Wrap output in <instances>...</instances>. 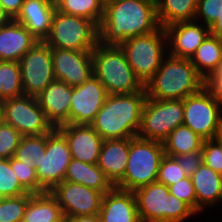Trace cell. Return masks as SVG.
Wrapping results in <instances>:
<instances>
[{
	"mask_svg": "<svg viewBox=\"0 0 222 222\" xmlns=\"http://www.w3.org/2000/svg\"><path fill=\"white\" fill-rule=\"evenodd\" d=\"M104 4H106L110 0H101Z\"/></svg>",
	"mask_w": 222,
	"mask_h": 222,
	"instance_id": "51",
	"label": "cell"
},
{
	"mask_svg": "<svg viewBox=\"0 0 222 222\" xmlns=\"http://www.w3.org/2000/svg\"><path fill=\"white\" fill-rule=\"evenodd\" d=\"M164 155L162 142L142 139L138 136L131 138L125 174L114 187L134 191L156 182L159 164Z\"/></svg>",
	"mask_w": 222,
	"mask_h": 222,
	"instance_id": "6",
	"label": "cell"
},
{
	"mask_svg": "<svg viewBox=\"0 0 222 222\" xmlns=\"http://www.w3.org/2000/svg\"><path fill=\"white\" fill-rule=\"evenodd\" d=\"M99 216L101 222H141L133 191L116 187L103 195Z\"/></svg>",
	"mask_w": 222,
	"mask_h": 222,
	"instance_id": "20",
	"label": "cell"
},
{
	"mask_svg": "<svg viewBox=\"0 0 222 222\" xmlns=\"http://www.w3.org/2000/svg\"><path fill=\"white\" fill-rule=\"evenodd\" d=\"M146 98V91L108 94L90 125L103 140L137 137Z\"/></svg>",
	"mask_w": 222,
	"mask_h": 222,
	"instance_id": "2",
	"label": "cell"
},
{
	"mask_svg": "<svg viewBox=\"0 0 222 222\" xmlns=\"http://www.w3.org/2000/svg\"><path fill=\"white\" fill-rule=\"evenodd\" d=\"M131 138L107 139L102 143L97 165L115 186L124 176L130 152Z\"/></svg>",
	"mask_w": 222,
	"mask_h": 222,
	"instance_id": "22",
	"label": "cell"
},
{
	"mask_svg": "<svg viewBox=\"0 0 222 222\" xmlns=\"http://www.w3.org/2000/svg\"><path fill=\"white\" fill-rule=\"evenodd\" d=\"M206 86L190 59L167 55L155 75L145 84L147 98L184 100Z\"/></svg>",
	"mask_w": 222,
	"mask_h": 222,
	"instance_id": "3",
	"label": "cell"
},
{
	"mask_svg": "<svg viewBox=\"0 0 222 222\" xmlns=\"http://www.w3.org/2000/svg\"><path fill=\"white\" fill-rule=\"evenodd\" d=\"M107 95L105 87L94 75L83 84L72 87L69 124L90 125Z\"/></svg>",
	"mask_w": 222,
	"mask_h": 222,
	"instance_id": "16",
	"label": "cell"
},
{
	"mask_svg": "<svg viewBox=\"0 0 222 222\" xmlns=\"http://www.w3.org/2000/svg\"><path fill=\"white\" fill-rule=\"evenodd\" d=\"M188 177L178 162L170 156L164 155L159 164L157 181L167 187Z\"/></svg>",
	"mask_w": 222,
	"mask_h": 222,
	"instance_id": "36",
	"label": "cell"
},
{
	"mask_svg": "<svg viewBox=\"0 0 222 222\" xmlns=\"http://www.w3.org/2000/svg\"><path fill=\"white\" fill-rule=\"evenodd\" d=\"M12 19L0 6V27L8 24Z\"/></svg>",
	"mask_w": 222,
	"mask_h": 222,
	"instance_id": "46",
	"label": "cell"
},
{
	"mask_svg": "<svg viewBox=\"0 0 222 222\" xmlns=\"http://www.w3.org/2000/svg\"><path fill=\"white\" fill-rule=\"evenodd\" d=\"M50 193L57 199L64 217L99 214L104 195L96 189L65 180Z\"/></svg>",
	"mask_w": 222,
	"mask_h": 222,
	"instance_id": "14",
	"label": "cell"
},
{
	"mask_svg": "<svg viewBox=\"0 0 222 222\" xmlns=\"http://www.w3.org/2000/svg\"><path fill=\"white\" fill-rule=\"evenodd\" d=\"M190 60L197 72L207 81L222 65V40L210 33Z\"/></svg>",
	"mask_w": 222,
	"mask_h": 222,
	"instance_id": "27",
	"label": "cell"
},
{
	"mask_svg": "<svg viewBox=\"0 0 222 222\" xmlns=\"http://www.w3.org/2000/svg\"><path fill=\"white\" fill-rule=\"evenodd\" d=\"M159 27L156 0H110L104 4L99 42L120 45L129 38L152 33Z\"/></svg>",
	"mask_w": 222,
	"mask_h": 222,
	"instance_id": "1",
	"label": "cell"
},
{
	"mask_svg": "<svg viewBox=\"0 0 222 222\" xmlns=\"http://www.w3.org/2000/svg\"><path fill=\"white\" fill-rule=\"evenodd\" d=\"M31 195L32 193L28 192L0 201V222H22Z\"/></svg>",
	"mask_w": 222,
	"mask_h": 222,
	"instance_id": "34",
	"label": "cell"
},
{
	"mask_svg": "<svg viewBox=\"0 0 222 222\" xmlns=\"http://www.w3.org/2000/svg\"><path fill=\"white\" fill-rule=\"evenodd\" d=\"M206 85L222 100V65L209 77Z\"/></svg>",
	"mask_w": 222,
	"mask_h": 222,
	"instance_id": "42",
	"label": "cell"
},
{
	"mask_svg": "<svg viewBox=\"0 0 222 222\" xmlns=\"http://www.w3.org/2000/svg\"><path fill=\"white\" fill-rule=\"evenodd\" d=\"M204 139L191 128L180 125L162 142L164 154L170 157L202 150Z\"/></svg>",
	"mask_w": 222,
	"mask_h": 222,
	"instance_id": "29",
	"label": "cell"
},
{
	"mask_svg": "<svg viewBox=\"0 0 222 222\" xmlns=\"http://www.w3.org/2000/svg\"><path fill=\"white\" fill-rule=\"evenodd\" d=\"M55 12L56 6L45 0H24L13 20L24 25L39 41H44L50 33Z\"/></svg>",
	"mask_w": 222,
	"mask_h": 222,
	"instance_id": "21",
	"label": "cell"
},
{
	"mask_svg": "<svg viewBox=\"0 0 222 222\" xmlns=\"http://www.w3.org/2000/svg\"><path fill=\"white\" fill-rule=\"evenodd\" d=\"M24 95L37 97L54 79L51 47L38 41L19 61Z\"/></svg>",
	"mask_w": 222,
	"mask_h": 222,
	"instance_id": "12",
	"label": "cell"
},
{
	"mask_svg": "<svg viewBox=\"0 0 222 222\" xmlns=\"http://www.w3.org/2000/svg\"><path fill=\"white\" fill-rule=\"evenodd\" d=\"M44 42L60 49L93 50L99 43V26L90 19L56 10Z\"/></svg>",
	"mask_w": 222,
	"mask_h": 222,
	"instance_id": "8",
	"label": "cell"
},
{
	"mask_svg": "<svg viewBox=\"0 0 222 222\" xmlns=\"http://www.w3.org/2000/svg\"><path fill=\"white\" fill-rule=\"evenodd\" d=\"M56 10L90 19L99 26L104 14V3L101 0H61Z\"/></svg>",
	"mask_w": 222,
	"mask_h": 222,
	"instance_id": "31",
	"label": "cell"
},
{
	"mask_svg": "<svg viewBox=\"0 0 222 222\" xmlns=\"http://www.w3.org/2000/svg\"><path fill=\"white\" fill-rule=\"evenodd\" d=\"M2 103L4 122L14 127L22 136L44 135L55 129L36 97L21 95L5 99Z\"/></svg>",
	"mask_w": 222,
	"mask_h": 222,
	"instance_id": "11",
	"label": "cell"
},
{
	"mask_svg": "<svg viewBox=\"0 0 222 222\" xmlns=\"http://www.w3.org/2000/svg\"><path fill=\"white\" fill-rule=\"evenodd\" d=\"M92 61L93 74L105 87L107 94L145 91L119 45H104L99 42L92 50Z\"/></svg>",
	"mask_w": 222,
	"mask_h": 222,
	"instance_id": "4",
	"label": "cell"
},
{
	"mask_svg": "<svg viewBox=\"0 0 222 222\" xmlns=\"http://www.w3.org/2000/svg\"><path fill=\"white\" fill-rule=\"evenodd\" d=\"M198 0H156L157 19L163 28L195 19Z\"/></svg>",
	"mask_w": 222,
	"mask_h": 222,
	"instance_id": "28",
	"label": "cell"
},
{
	"mask_svg": "<svg viewBox=\"0 0 222 222\" xmlns=\"http://www.w3.org/2000/svg\"><path fill=\"white\" fill-rule=\"evenodd\" d=\"M10 166L15 172L21 186L29 193L40 194L47 192L39 183L36 173V168L33 163H23L16 160L14 157L9 158Z\"/></svg>",
	"mask_w": 222,
	"mask_h": 222,
	"instance_id": "33",
	"label": "cell"
},
{
	"mask_svg": "<svg viewBox=\"0 0 222 222\" xmlns=\"http://www.w3.org/2000/svg\"><path fill=\"white\" fill-rule=\"evenodd\" d=\"M4 121V116H3V103L2 100H0V123Z\"/></svg>",
	"mask_w": 222,
	"mask_h": 222,
	"instance_id": "47",
	"label": "cell"
},
{
	"mask_svg": "<svg viewBox=\"0 0 222 222\" xmlns=\"http://www.w3.org/2000/svg\"><path fill=\"white\" fill-rule=\"evenodd\" d=\"M45 152L46 134L22 136L13 157L26 164L33 163L35 167V163L39 162Z\"/></svg>",
	"mask_w": 222,
	"mask_h": 222,
	"instance_id": "32",
	"label": "cell"
},
{
	"mask_svg": "<svg viewBox=\"0 0 222 222\" xmlns=\"http://www.w3.org/2000/svg\"><path fill=\"white\" fill-rule=\"evenodd\" d=\"M71 152L65 137L55 128L46 134V152L35 163L38 183L50 192L58 183L64 181Z\"/></svg>",
	"mask_w": 222,
	"mask_h": 222,
	"instance_id": "13",
	"label": "cell"
},
{
	"mask_svg": "<svg viewBox=\"0 0 222 222\" xmlns=\"http://www.w3.org/2000/svg\"><path fill=\"white\" fill-rule=\"evenodd\" d=\"M222 0H198L196 21L211 27L221 16ZM203 21V22H201Z\"/></svg>",
	"mask_w": 222,
	"mask_h": 222,
	"instance_id": "38",
	"label": "cell"
},
{
	"mask_svg": "<svg viewBox=\"0 0 222 222\" xmlns=\"http://www.w3.org/2000/svg\"><path fill=\"white\" fill-rule=\"evenodd\" d=\"M53 72L57 80L75 87L93 74L92 50H67L51 47Z\"/></svg>",
	"mask_w": 222,
	"mask_h": 222,
	"instance_id": "15",
	"label": "cell"
},
{
	"mask_svg": "<svg viewBox=\"0 0 222 222\" xmlns=\"http://www.w3.org/2000/svg\"><path fill=\"white\" fill-rule=\"evenodd\" d=\"M5 198L4 194L0 191V201H3Z\"/></svg>",
	"mask_w": 222,
	"mask_h": 222,
	"instance_id": "50",
	"label": "cell"
},
{
	"mask_svg": "<svg viewBox=\"0 0 222 222\" xmlns=\"http://www.w3.org/2000/svg\"><path fill=\"white\" fill-rule=\"evenodd\" d=\"M141 222H184L197 214L158 181L133 191Z\"/></svg>",
	"mask_w": 222,
	"mask_h": 222,
	"instance_id": "5",
	"label": "cell"
},
{
	"mask_svg": "<svg viewBox=\"0 0 222 222\" xmlns=\"http://www.w3.org/2000/svg\"><path fill=\"white\" fill-rule=\"evenodd\" d=\"M64 222H101L99 214L65 217Z\"/></svg>",
	"mask_w": 222,
	"mask_h": 222,
	"instance_id": "44",
	"label": "cell"
},
{
	"mask_svg": "<svg viewBox=\"0 0 222 222\" xmlns=\"http://www.w3.org/2000/svg\"><path fill=\"white\" fill-rule=\"evenodd\" d=\"M164 29L168 55L184 59H190L210 34V27L196 20L176 22Z\"/></svg>",
	"mask_w": 222,
	"mask_h": 222,
	"instance_id": "17",
	"label": "cell"
},
{
	"mask_svg": "<svg viewBox=\"0 0 222 222\" xmlns=\"http://www.w3.org/2000/svg\"><path fill=\"white\" fill-rule=\"evenodd\" d=\"M0 191L5 197H17L28 193L16 178L9 159L0 158Z\"/></svg>",
	"mask_w": 222,
	"mask_h": 222,
	"instance_id": "35",
	"label": "cell"
},
{
	"mask_svg": "<svg viewBox=\"0 0 222 222\" xmlns=\"http://www.w3.org/2000/svg\"><path fill=\"white\" fill-rule=\"evenodd\" d=\"M24 95L19 62L0 61V100Z\"/></svg>",
	"mask_w": 222,
	"mask_h": 222,
	"instance_id": "30",
	"label": "cell"
},
{
	"mask_svg": "<svg viewBox=\"0 0 222 222\" xmlns=\"http://www.w3.org/2000/svg\"><path fill=\"white\" fill-rule=\"evenodd\" d=\"M39 40L13 19L0 27V61L19 62Z\"/></svg>",
	"mask_w": 222,
	"mask_h": 222,
	"instance_id": "23",
	"label": "cell"
},
{
	"mask_svg": "<svg viewBox=\"0 0 222 222\" xmlns=\"http://www.w3.org/2000/svg\"><path fill=\"white\" fill-rule=\"evenodd\" d=\"M71 98L72 86L57 79L48 84L36 97L38 104L54 128L69 124Z\"/></svg>",
	"mask_w": 222,
	"mask_h": 222,
	"instance_id": "19",
	"label": "cell"
},
{
	"mask_svg": "<svg viewBox=\"0 0 222 222\" xmlns=\"http://www.w3.org/2000/svg\"><path fill=\"white\" fill-rule=\"evenodd\" d=\"M64 219L57 199L44 192L30 196L22 222H64Z\"/></svg>",
	"mask_w": 222,
	"mask_h": 222,
	"instance_id": "26",
	"label": "cell"
},
{
	"mask_svg": "<svg viewBox=\"0 0 222 222\" xmlns=\"http://www.w3.org/2000/svg\"><path fill=\"white\" fill-rule=\"evenodd\" d=\"M22 135L6 122L0 123V158L9 159L14 156Z\"/></svg>",
	"mask_w": 222,
	"mask_h": 222,
	"instance_id": "37",
	"label": "cell"
},
{
	"mask_svg": "<svg viewBox=\"0 0 222 222\" xmlns=\"http://www.w3.org/2000/svg\"><path fill=\"white\" fill-rule=\"evenodd\" d=\"M188 177L203 163L202 150L173 157Z\"/></svg>",
	"mask_w": 222,
	"mask_h": 222,
	"instance_id": "41",
	"label": "cell"
},
{
	"mask_svg": "<svg viewBox=\"0 0 222 222\" xmlns=\"http://www.w3.org/2000/svg\"><path fill=\"white\" fill-rule=\"evenodd\" d=\"M23 3L24 0H0V6L11 19H14L18 15Z\"/></svg>",
	"mask_w": 222,
	"mask_h": 222,
	"instance_id": "43",
	"label": "cell"
},
{
	"mask_svg": "<svg viewBox=\"0 0 222 222\" xmlns=\"http://www.w3.org/2000/svg\"><path fill=\"white\" fill-rule=\"evenodd\" d=\"M202 157L206 166L222 174V147L216 139L204 140Z\"/></svg>",
	"mask_w": 222,
	"mask_h": 222,
	"instance_id": "39",
	"label": "cell"
},
{
	"mask_svg": "<svg viewBox=\"0 0 222 222\" xmlns=\"http://www.w3.org/2000/svg\"><path fill=\"white\" fill-rule=\"evenodd\" d=\"M136 77L145 84L155 75L168 54L165 29L129 38L119 45Z\"/></svg>",
	"mask_w": 222,
	"mask_h": 222,
	"instance_id": "7",
	"label": "cell"
},
{
	"mask_svg": "<svg viewBox=\"0 0 222 222\" xmlns=\"http://www.w3.org/2000/svg\"><path fill=\"white\" fill-rule=\"evenodd\" d=\"M64 180L96 189L103 194L114 187L97 163L89 164L77 159H71Z\"/></svg>",
	"mask_w": 222,
	"mask_h": 222,
	"instance_id": "25",
	"label": "cell"
},
{
	"mask_svg": "<svg viewBox=\"0 0 222 222\" xmlns=\"http://www.w3.org/2000/svg\"><path fill=\"white\" fill-rule=\"evenodd\" d=\"M183 125L204 140L215 139L222 128V100L206 85L183 100Z\"/></svg>",
	"mask_w": 222,
	"mask_h": 222,
	"instance_id": "9",
	"label": "cell"
},
{
	"mask_svg": "<svg viewBox=\"0 0 222 222\" xmlns=\"http://www.w3.org/2000/svg\"><path fill=\"white\" fill-rule=\"evenodd\" d=\"M45 1L48 2V3H50V4H52V5H54V6H57L58 3H59L61 0H45Z\"/></svg>",
	"mask_w": 222,
	"mask_h": 222,
	"instance_id": "49",
	"label": "cell"
},
{
	"mask_svg": "<svg viewBox=\"0 0 222 222\" xmlns=\"http://www.w3.org/2000/svg\"><path fill=\"white\" fill-rule=\"evenodd\" d=\"M169 193L184 201L196 212V192L190 177L169 186Z\"/></svg>",
	"mask_w": 222,
	"mask_h": 222,
	"instance_id": "40",
	"label": "cell"
},
{
	"mask_svg": "<svg viewBox=\"0 0 222 222\" xmlns=\"http://www.w3.org/2000/svg\"><path fill=\"white\" fill-rule=\"evenodd\" d=\"M66 139L72 159L96 164L99 159L103 139L87 124H64L56 128Z\"/></svg>",
	"mask_w": 222,
	"mask_h": 222,
	"instance_id": "18",
	"label": "cell"
},
{
	"mask_svg": "<svg viewBox=\"0 0 222 222\" xmlns=\"http://www.w3.org/2000/svg\"><path fill=\"white\" fill-rule=\"evenodd\" d=\"M215 139L220 143V145L222 147V128L219 131V133L216 135Z\"/></svg>",
	"mask_w": 222,
	"mask_h": 222,
	"instance_id": "48",
	"label": "cell"
},
{
	"mask_svg": "<svg viewBox=\"0 0 222 222\" xmlns=\"http://www.w3.org/2000/svg\"><path fill=\"white\" fill-rule=\"evenodd\" d=\"M196 192V213L222 200V174L202 163L190 177Z\"/></svg>",
	"mask_w": 222,
	"mask_h": 222,
	"instance_id": "24",
	"label": "cell"
},
{
	"mask_svg": "<svg viewBox=\"0 0 222 222\" xmlns=\"http://www.w3.org/2000/svg\"><path fill=\"white\" fill-rule=\"evenodd\" d=\"M182 99L157 100L146 98L138 137L163 142L178 126L183 125Z\"/></svg>",
	"mask_w": 222,
	"mask_h": 222,
	"instance_id": "10",
	"label": "cell"
},
{
	"mask_svg": "<svg viewBox=\"0 0 222 222\" xmlns=\"http://www.w3.org/2000/svg\"><path fill=\"white\" fill-rule=\"evenodd\" d=\"M210 33L222 40V9L221 16L210 27Z\"/></svg>",
	"mask_w": 222,
	"mask_h": 222,
	"instance_id": "45",
	"label": "cell"
}]
</instances>
